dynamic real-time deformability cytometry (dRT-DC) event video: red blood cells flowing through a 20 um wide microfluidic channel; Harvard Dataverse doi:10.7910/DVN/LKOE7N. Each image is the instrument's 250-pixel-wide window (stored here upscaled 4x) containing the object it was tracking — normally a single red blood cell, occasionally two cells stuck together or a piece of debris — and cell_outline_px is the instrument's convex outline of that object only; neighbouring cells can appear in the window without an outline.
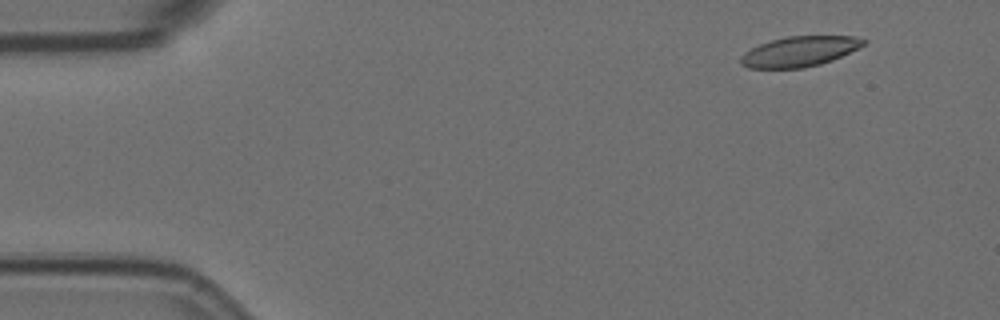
{"species": "Egyptian fruit bat (a non-hibernating species)", "species_latin": "Rousettus aegyptiacus", "temperature_condition": "room temperature", "stored_images_in_passage": 5, "camera_frame_rate_fps": 3000, "um_per_image_px": 0.085, "animal": {"sex": "female"}, "frame": {"image": 1, "passage_image": 1, "time_ms": 0.0, "image_size_px": [1000, 320], "cell_outline_px": [[868, 40], [864, 44], [832, 60], [820, 64], [804, 68], [748, 68], [740, 64], [740, 56], [744, 52], [760, 44], [772, 40], [788, 36], [852, 36]], "centroid_in_image_um": [67.91, 4.38], "position_along_channel_um": 17.1, "area_um2": 21.39}}
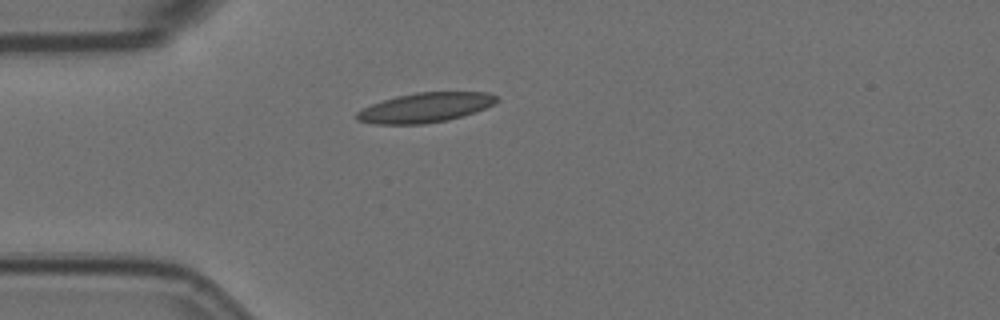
{"frame": {"image": 2, "passage_image": 4, "time_ms": 1.0, "image_size_px": [1000, 320], "cell_outline_px": [[500, 100], [496, 104], [476, 112], [448, 120], [424, 124], [376, 124], [356, 120], [356, 112], [372, 104], [396, 96], [416, 92], [488, 92], [496, 96]], "centroid_in_image_um": [36.19, 9.14], "position_along_channel_um": 48.8, "area_um2": 24.28}}